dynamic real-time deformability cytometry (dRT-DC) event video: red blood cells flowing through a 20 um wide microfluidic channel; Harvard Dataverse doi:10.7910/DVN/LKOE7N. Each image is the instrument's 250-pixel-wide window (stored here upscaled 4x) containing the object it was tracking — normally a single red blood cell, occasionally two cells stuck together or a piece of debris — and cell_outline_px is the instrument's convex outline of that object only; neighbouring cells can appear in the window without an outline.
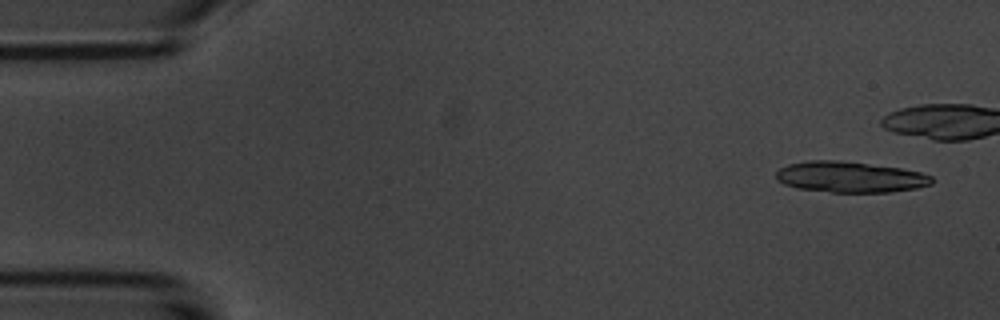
{"species": "common noctule bat (a hibernating species)", "species_latin": "Nyctalus noctula", "temperature_condition": "room temperature", "stored_images_in_passage": 7, "camera_frame_rate_fps": 3000, "um_per_image_px": 0.085, "animal": {"sex": "male", "body_mass_g": 20.1, "forearm_length_mm": 53.5}, "frame": {"image": 1, "passage_image": 1, "time_ms": 0.0, "image_size_px": [1000, 320], "cell_outline_px": [[936, 180], [932, 184], [916, 188], [888, 192], [832, 192], [796, 188], [784, 184], [776, 180], [776, 172], [780, 168], [788, 164], [808, 160], [840, 160], [900, 168], [920, 172], [932, 176]], "centroid_in_image_um": [72.25, 15.04], "position_along_channel_um": 12.7, "area_um2": 28.15}}